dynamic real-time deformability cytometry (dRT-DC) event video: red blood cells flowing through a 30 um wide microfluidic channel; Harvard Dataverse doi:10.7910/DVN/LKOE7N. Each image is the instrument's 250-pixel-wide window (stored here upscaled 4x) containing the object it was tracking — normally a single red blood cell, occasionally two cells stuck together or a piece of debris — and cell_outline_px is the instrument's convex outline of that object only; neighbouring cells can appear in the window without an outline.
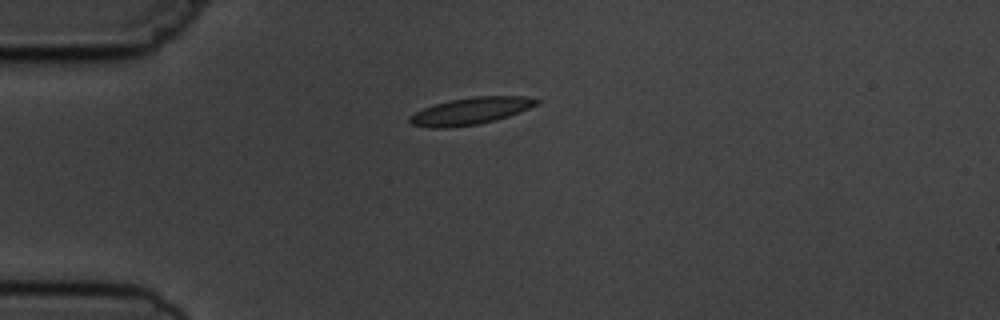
{"species": "common noctule bat (a hibernating species)", "species_latin": "Nyctalus noctula", "temperature_condition": "cold", "stored_images_in_passage": 13, "camera_frame_rate_fps": 3000, "um_per_image_px": 0.085, "animal": {"sex": "male", "body_mass_g": 19.5, "forearm_length_mm": 54.6}, "frame": {"image": 1, "passage_image": 1, "time_ms": 0.0, "image_size_px": [1000, 320], "cell_outline_px": [[540, 104], [520, 112], [496, 120], [480, 124], [448, 128], [432, 128], [412, 124], [408, 120], [408, 116], [424, 108], [436, 104], [452, 100], [472, 96], [524, 96], [540, 100]], "centroid_in_image_um": [40.04, 9.44], "position_along_channel_um": 45.0, "area_um2": 20.0}}
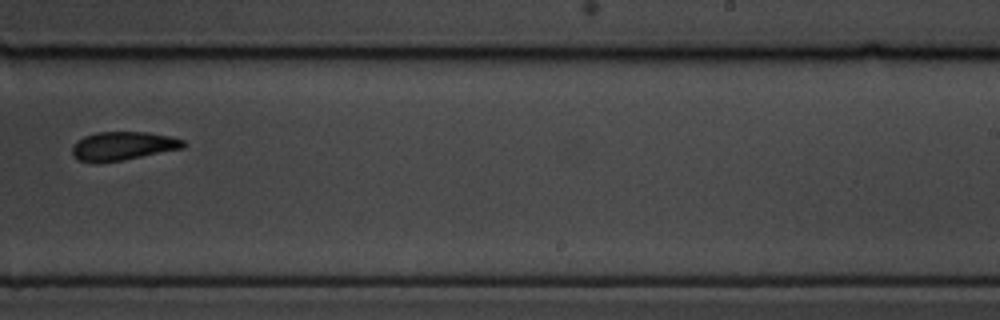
{"frame": {"image": 2, "passage_image": 7, "time_ms": 7.0, "image_size_px": [1000, 320], "cell_outline_px": [[188, 144], [184, 148], [120, 160], [96, 164], [92, 164], [80, 160], [72, 156], [72, 144], [84, 136], [96, 132], [148, 132], [168, 136], [184, 140]], "centroid_in_image_um": [10.41, 12.41], "position_along_channel_um": 278.6, "area_um2": 18.67}}
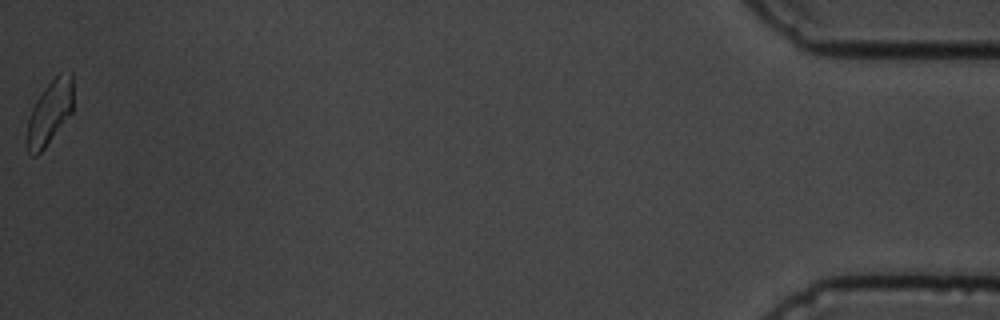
{"frame": {"image": 3, "passage_image": 13, "time_ms": 13.667, "image_size_px": [1000, 320], "cell_outline_px": [[72, 112], [44, 148], [36, 156], [32, 156], [28, 152], [24, 140], [28, 120], [32, 108], [36, 100], [44, 88], [60, 72], [72, 72]], "centroid_in_image_um": [4.18, 9.59], "position_along_channel_um": 431.0, "area_um2": 17.28}, "authors_computed_cell_mechanics": {"area_um2": 18.6694, "velocity_mm_per_s": 3.6637, "shape_relaxation_time_tau1_ms": 2.3241, "shape_relaxation_time_tau2_ms": 3.5424, "deformation_change_tau1": 0.102, "deformation_change_tau2": 0.097}}